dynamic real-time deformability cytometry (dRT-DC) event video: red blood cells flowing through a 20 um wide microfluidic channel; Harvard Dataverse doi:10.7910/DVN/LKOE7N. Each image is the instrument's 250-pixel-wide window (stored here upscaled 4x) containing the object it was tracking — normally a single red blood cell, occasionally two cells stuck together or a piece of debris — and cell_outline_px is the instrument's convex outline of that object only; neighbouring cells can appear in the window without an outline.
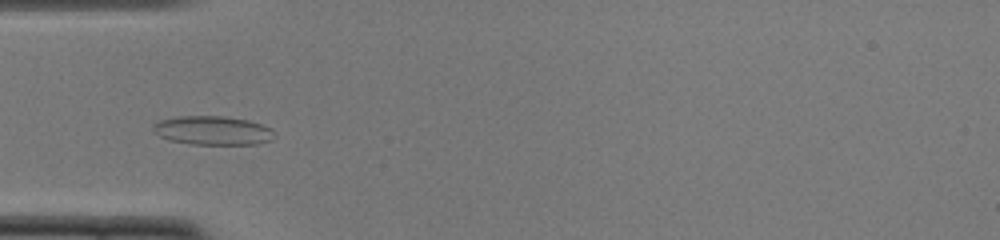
{"species": "common noctule bat (a hibernating species)", "species_latin": "Nyctalus noctula", "temperature_condition": "cold", "stored_images_in_passage": 48, "camera_frame_rate_fps": 3000, "um_per_image_px": 0.085, "animal": {"sex": "female", "body_mass_g": 22.0, "forearm_length_mm": 56.7}, "frame": {"image": 1, "passage_image": 13, "time_ms": 4.0, "image_size_px": [1000, 240], "cell_outline_px": [[276, 136], [272, 140], [260, 144], [192, 144], [168, 140], [152, 132], [152, 124], [160, 120], [176, 116], [224, 116], [248, 120], [272, 128], [276, 132]], "centroid_in_image_um": [18.09, 11.09], "position_along_channel_um": 66.9, "area_um2": 20.75}}
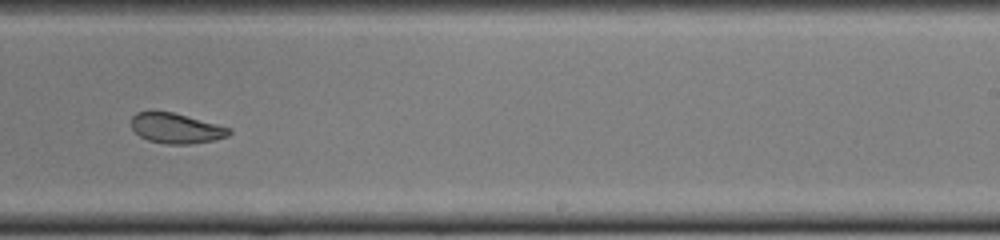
{"frame": {"image": 2, "passage_image": 29, "time_ms": 9.333, "image_size_px": [1000, 240], "cell_outline_px": [[232, 132], [228, 136], [212, 140], [192, 144], [164, 144], [148, 140], [140, 136], [132, 128], [132, 116], [136, 112], [152, 108], [172, 112], [232, 128]], "centroid_in_image_um": [14.93, 10.87], "position_along_channel_um": 274.1, "area_um2": 17.57}}
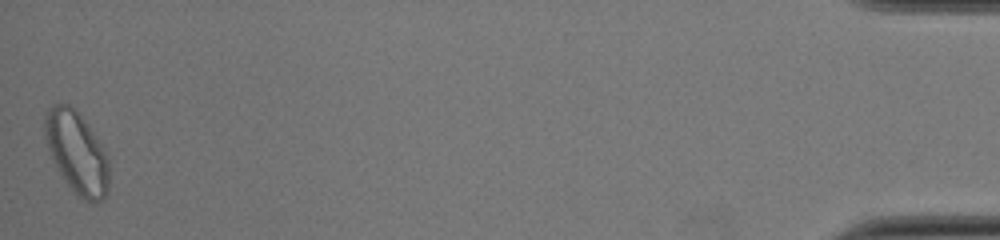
{"frame": {"image": 3, "passage_image": 48, "time_ms": 15.667, "image_size_px": [1000, 240], "cell_outline_px": [[108, 192], [104, 200], [96, 204], [84, 200], [68, 184], [60, 172], [48, 148], [44, 132], [44, 116], [48, 108], [52, 104], [68, 104], [88, 124], [96, 136], [108, 156]], "centroid_in_image_um": [6.55, 12.97], "position_along_channel_um": 428.7, "area_um2": 30.29}, "authors_computed_cell_mechanics": {"area_um2": 19.2763, "velocity_mm_per_s": 3.8989, "shape_relaxation_time_tau1_ms": 4.5027, "shape_relaxation_time_tau2_ms": 1.7934, "deformation_change_tau1": 0.1647, "deformation_change_tau2": 0.0761}}